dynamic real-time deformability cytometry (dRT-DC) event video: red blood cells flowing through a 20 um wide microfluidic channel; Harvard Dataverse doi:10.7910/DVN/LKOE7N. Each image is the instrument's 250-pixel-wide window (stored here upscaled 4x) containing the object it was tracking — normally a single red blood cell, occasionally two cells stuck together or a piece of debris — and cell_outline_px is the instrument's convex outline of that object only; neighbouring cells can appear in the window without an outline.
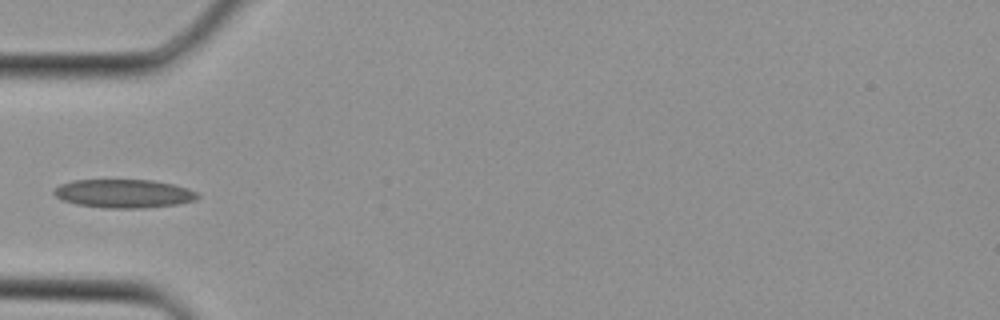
{"species": "Egyptian fruit bat (a non-hibernating species)", "species_latin": "Rousettus aegyptiacus", "temperature_condition": "cold", "stored_images_in_passage": 3, "camera_frame_rate_fps": 3000, "um_per_image_px": 0.085, "animal": {"sex": "female"}, "frame": {"image": 1, "passage_image": 3, "time_ms": 0.667, "image_size_px": [1000, 320], "cell_outline_px": [[200, 196], [196, 200], [180, 204], [144, 208], [104, 208], [76, 204], [64, 200], [56, 196], [52, 192], [60, 184], [72, 180], [152, 180], [172, 184], [188, 188], [196, 192]], "centroid_in_image_um": [10.55, 16.46], "position_along_channel_um": 74.5, "area_um2": 23.93}}